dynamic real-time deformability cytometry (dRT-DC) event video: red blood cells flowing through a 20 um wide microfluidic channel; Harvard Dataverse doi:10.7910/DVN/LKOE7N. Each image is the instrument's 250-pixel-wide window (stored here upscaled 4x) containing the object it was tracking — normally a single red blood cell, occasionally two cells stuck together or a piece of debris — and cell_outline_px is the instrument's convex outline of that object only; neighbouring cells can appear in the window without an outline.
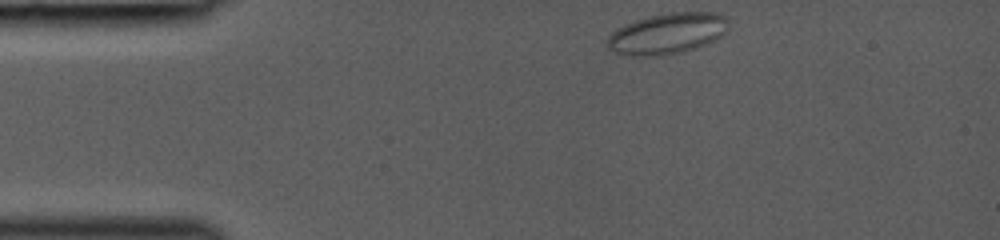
{"species": "common noctule bat (a hibernating species)", "species_latin": "Nyctalus noctula", "temperature_condition": "room temperature", "stored_images_in_passage": 37, "camera_frame_rate_fps": 3000, "um_per_image_px": 0.085, "animal": {"sex": "female", "body_mass_g": 19.0, "forearm_length_mm": 53.3}, "frame": {"image": 1, "passage_image": 1, "time_ms": 0.0, "image_size_px": [1000, 240], "cell_outline_px": [[728, 28], [716, 40], [684, 52], [660, 56], [632, 56], [616, 52], [608, 48], [608, 36], [616, 28], [624, 24], [636, 20], [652, 16], [672, 12], [720, 12], [728, 16]], "centroid_in_image_um": [56.76, 2.85], "position_along_channel_um": 28.2, "area_um2": 29.07}}
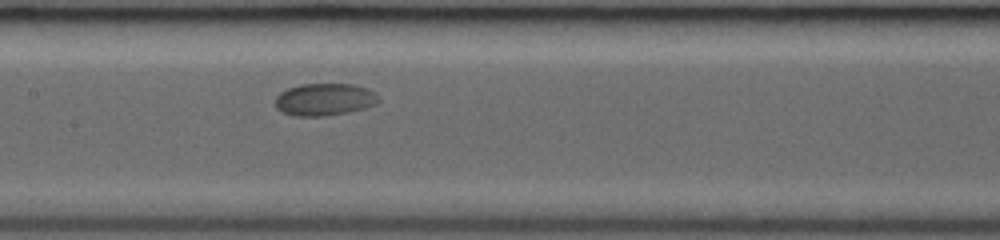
{"frame": {"image": 2, "passage_image": 16, "time_ms": 5.0, "image_size_px": [1000, 240], "cell_outline_px": [[380, 100], [376, 104], [364, 108], [348, 112], [324, 116], [296, 116], [284, 112], [276, 108], [276, 96], [280, 92], [288, 88], [300, 84], [352, 84], [368, 88], [376, 92], [380, 96]], "centroid_in_image_um": [27.62, 8.44], "position_along_channel_um": 179.8, "area_um2": 19.54}}
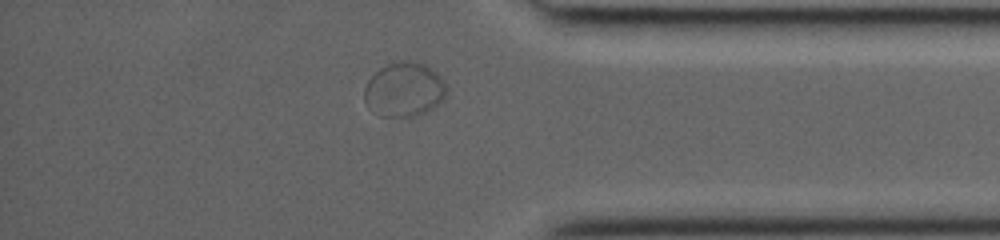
{"frame": {"image": 3, "passage_image": 32, "time_ms": 10.333, "image_size_px": [1000, 240], "cell_outline_px": [[444, 100], [432, 108], [416, 116], [380, 116], [372, 112], [368, 108], [364, 100], [364, 88], [368, 80], [380, 68], [388, 64], [404, 60], [408, 60], [424, 64], [432, 68], [444, 80]], "centroid_in_image_um": [34.32, 7.62], "position_along_channel_um": 400.9, "area_um2": 25.95}}